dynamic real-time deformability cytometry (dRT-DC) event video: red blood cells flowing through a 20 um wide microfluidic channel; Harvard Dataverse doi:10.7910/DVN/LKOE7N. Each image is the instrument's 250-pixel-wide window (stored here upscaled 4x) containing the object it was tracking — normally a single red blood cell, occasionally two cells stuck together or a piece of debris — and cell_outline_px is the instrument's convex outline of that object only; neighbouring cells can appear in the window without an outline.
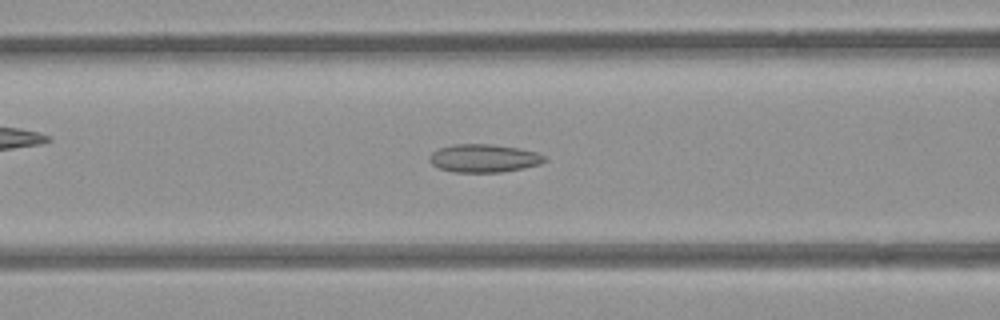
{"species": "common noctule bat (a hibernating species)", "species_latin": "Nyctalus noctula", "temperature_condition": "room temperature", "stored_images_in_passage": 42, "camera_frame_rate_fps": 3000, "um_per_image_px": 0.085, "animal": {"sex": "female", "body_mass_g": 21.9}, "frame": {"image": 1, "passage_image": 10, "time_ms": 3.0, "image_size_px": [1000, 320], "cell_outline_px": [[548, 160], [540, 164], [524, 168], [500, 172], [452, 172], [440, 168], [432, 164], [428, 160], [432, 152], [440, 148], [456, 144], [488, 144], [516, 148], [536, 152], [544, 156]], "centroid_in_image_um": [41.13, 13.46], "position_along_channel_um": 125.5, "area_um2": 18.67}}
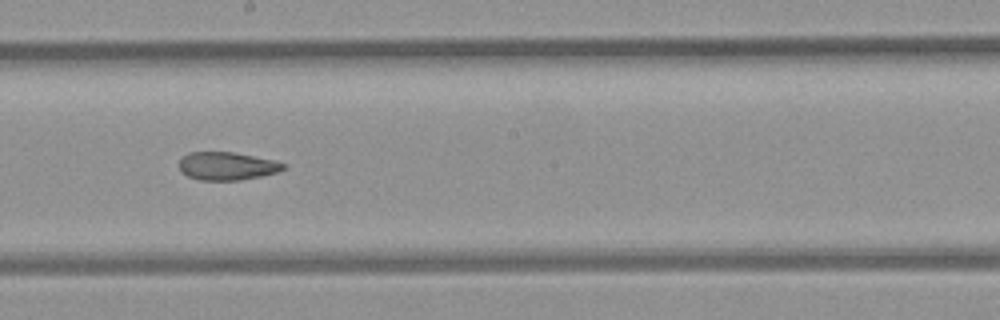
{"frame": {"image": 2, "passage_image": 18, "time_ms": 5.667, "image_size_px": [1000, 320], "cell_outline_px": [[288, 164], [284, 168], [276, 172], [260, 176], [240, 180], [200, 180], [188, 176], [180, 172], [180, 160], [188, 152], [232, 152], [272, 160]], "centroid_in_image_um": [19.27, 14.11], "position_along_channel_um": 228.9, "area_um2": 16.82}}
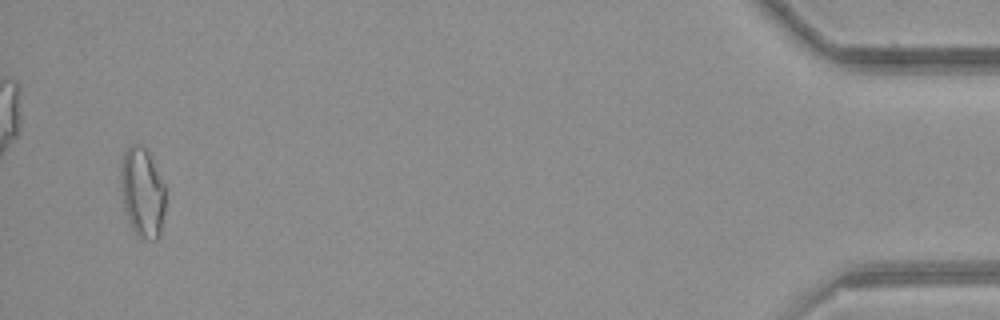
{"frame": {"image": 3, "passage_image": 40, "time_ms": 13.0, "image_size_px": [1000, 320], "cell_outline_px": [[164, 212], [160, 236], [156, 240], [140, 236], [132, 228], [128, 220], [124, 208], [120, 180], [120, 168], [124, 152], [132, 144], [140, 144], [144, 148], [164, 184]], "centroid_in_image_um": [12.08, 16.37], "position_along_channel_um": 423.1, "area_um2": 22.83}, "authors_computed_cell_mechanics": {"area_um2": 18.785, "velocity_mm_per_s": 3.8717, "shape_relaxation_time_tau1_ms": null, "shape_relaxation_time_tau2_ms": 3.7759, "deformation_change_tau1": null, "deformation_change_tau2": 0.1099}}